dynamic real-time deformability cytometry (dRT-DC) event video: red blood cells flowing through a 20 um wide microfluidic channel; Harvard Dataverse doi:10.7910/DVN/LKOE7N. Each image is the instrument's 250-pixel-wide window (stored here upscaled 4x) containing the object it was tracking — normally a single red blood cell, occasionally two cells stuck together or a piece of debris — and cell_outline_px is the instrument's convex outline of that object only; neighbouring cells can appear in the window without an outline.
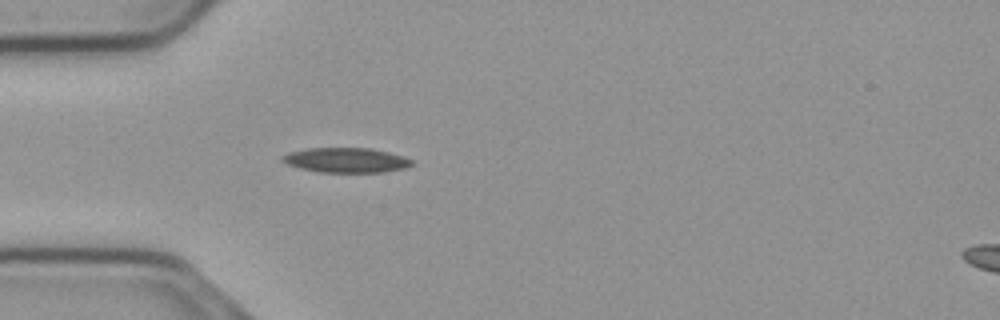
{"species": "common noctule bat (a hibernating species)", "species_latin": "Nyctalus noctula", "temperature_condition": "cold", "stored_images_in_passage": 11, "camera_frame_rate_fps": 3000, "um_per_image_px": 0.085, "animal": {"sex": "male", "body_mass_g": 23.1, "forearm_length_mm": 52.7}, "frame": {"image": 1, "passage_image": 7, "time_ms": 2.0, "image_size_px": [1000, 320], "cell_outline_px": [[412, 164], [404, 168], [384, 172], [320, 172], [300, 168], [288, 164], [280, 160], [280, 156], [288, 152], [308, 148], [372, 148], [404, 156], [412, 160]], "centroid_in_image_um": [29.39, 13.6], "position_along_channel_um": 55.6, "area_um2": 18.73}}